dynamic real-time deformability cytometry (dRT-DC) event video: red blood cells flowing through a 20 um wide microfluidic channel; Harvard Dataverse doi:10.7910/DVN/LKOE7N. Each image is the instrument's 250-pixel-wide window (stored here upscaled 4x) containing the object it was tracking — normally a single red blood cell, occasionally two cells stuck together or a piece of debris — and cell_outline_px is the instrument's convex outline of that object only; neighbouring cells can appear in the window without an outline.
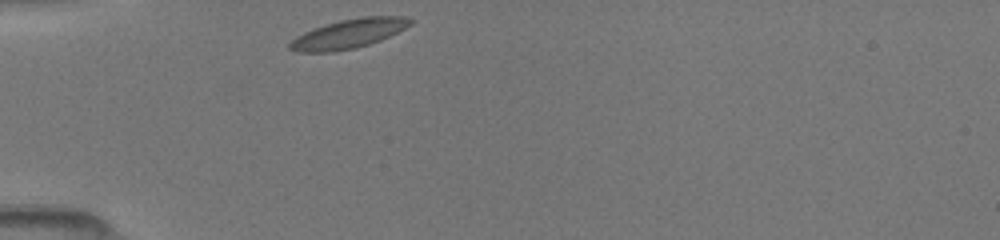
{"species": "common noctule bat (a hibernating species)", "species_latin": "Nyctalus noctula", "temperature_condition": "room temperature", "stored_images_in_passage": 22, "camera_frame_rate_fps": 3000, "um_per_image_px": 0.085, "animal": {"sex": "female", "body_mass_g": 19.5, "forearm_length_mm": 54.1}, "frame": {"image": 1, "passage_image": 1, "time_ms": 0.0, "image_size_px": [1000, 240], "cell_outline_px": [[412, 24], [380, 40], [356, 48], [332, 52], [296, 52], [288, 48], [288, 44], [296, 36], [304, 32], [324, 24], [340, 20], [360, 16], [404, 16], [412, 20]], "centroid_in_image_um": [29.59, 2.86], "position_along_channel_um": 55.4, "area_um2": 20.52}}
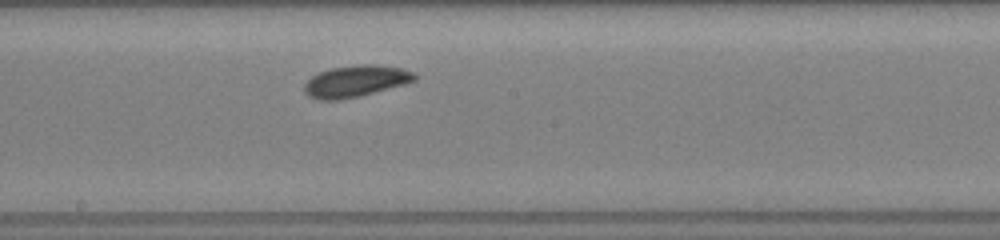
{"frame": {"image": 2, "passage_image": 10, "time_ms": 4.333, "image_size_px": [1000, 240], "cell_outline_px": [[416, 80], [404, 84], [360, 96], [340, 100], [316, 100], [308, 96], [304, 92], [304, 84], [312, 76], [320, 72], [332, 68], [360, 64], [376, 64], [400, 68], [412, 72], [416, 76]], "centroid_in_image_um": [30.19, 6.91], "position_along_channel_um": 218.0, "area_um2": 20.23}}
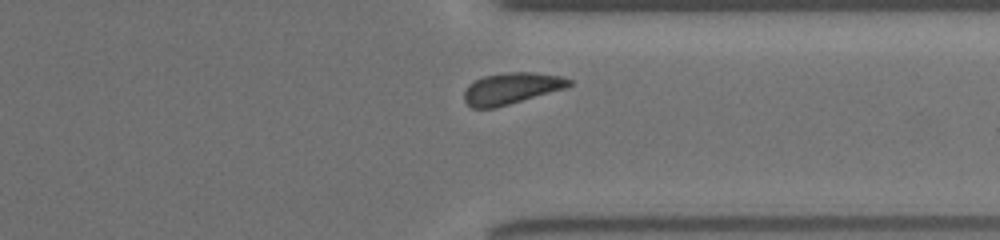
{"frame": {"image": 3, "passage_image": 19, "time_ms": 8.0, "image_size_px": [1000, 240], "cell_outline_px": [[572, 84], [564, 88], [496, 108], [472, 108], [464, 100], [464, 92], [468, 84], [484, 76], [504, 72], [532, 72], [560, 76], [572, 80]], "centroid_in_image_um": [43.44, 7.51], "position_along_channel_um": 368.0, "area_um2": 19.07}}